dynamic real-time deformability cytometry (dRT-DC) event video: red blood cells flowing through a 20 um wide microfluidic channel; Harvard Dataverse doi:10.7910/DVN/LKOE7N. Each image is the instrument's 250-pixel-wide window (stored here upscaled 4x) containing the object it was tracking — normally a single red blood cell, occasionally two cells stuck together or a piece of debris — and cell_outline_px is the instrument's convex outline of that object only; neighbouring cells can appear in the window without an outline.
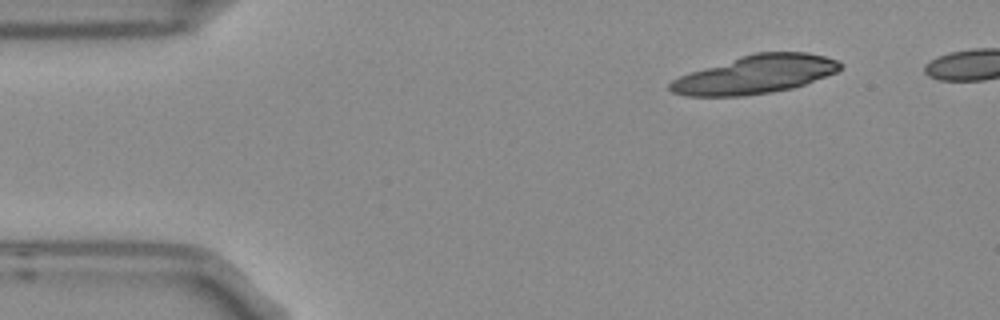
{"species": "Egyptian fruit bat (a non-hibernating species)", "species_latin": "Rousettus aegyptiacus", "temperature_condition": "room temperature", "stored_images_in_passage": 4, "camera_frame_rate_fps": 3000, "um_per_image_px": 0.085, "frame": {"image": 1, "passage_image": 1, "time_ms": 0.0, "image_size_px": [1000, 320], "cell_outline_px": [[844, 64], [836, 72], [804, 84], [792, 88], [772, 92], [744, 96], [688, 96], [672, 92], [668, 88], [668, 84], [672, 80], [688, 72], [740, 56], [756, 52], [808, 52], [840, 60]], "centroid_in_image_um": [64.2, 6.33], "position_along_channel_um": 20.8, "area_um2": 38.03}}